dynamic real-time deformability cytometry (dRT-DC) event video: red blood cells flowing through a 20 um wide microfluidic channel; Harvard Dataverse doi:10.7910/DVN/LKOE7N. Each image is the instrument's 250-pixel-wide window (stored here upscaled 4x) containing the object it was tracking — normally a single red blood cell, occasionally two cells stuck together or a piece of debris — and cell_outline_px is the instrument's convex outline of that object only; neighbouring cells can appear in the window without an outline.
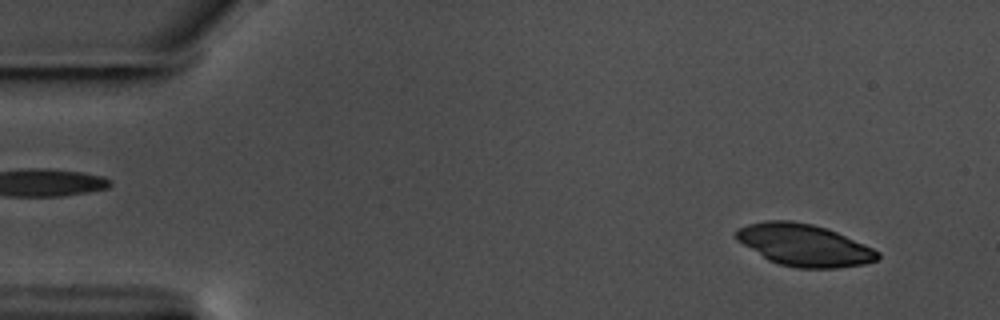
{"species": "common noctule bat (a hibernating species)", "species_latin": "Nyctalus noctula", "temperature_condition": "warm", "stored_images_in_passage": 56, "camera_frame_rate_fps": 3000, "um_per_image_px": 0.085, "animal": {"sex": "male", "body_mass_g": 17.5, "forearm_length_mm": 52.3}, "frame": {"image": 1, "passage_image": 4, "time_ms": 1.0, "image_size_px": [1000, 320], "cell_outline_px": [[880, 256], [876, 260], [864, 264], [836, 268], [796, 268], [780, 264], [768, 260], [736, 240], [736, 228], [748, 224], [764, 220], [792, 220], [812, 224], [828, 228], [864, 244], [880, 252]], "centroid_in_image_um": [68.33, 20.82], "position_along_channel_um": 16.7, "area_um2": 34.68}}